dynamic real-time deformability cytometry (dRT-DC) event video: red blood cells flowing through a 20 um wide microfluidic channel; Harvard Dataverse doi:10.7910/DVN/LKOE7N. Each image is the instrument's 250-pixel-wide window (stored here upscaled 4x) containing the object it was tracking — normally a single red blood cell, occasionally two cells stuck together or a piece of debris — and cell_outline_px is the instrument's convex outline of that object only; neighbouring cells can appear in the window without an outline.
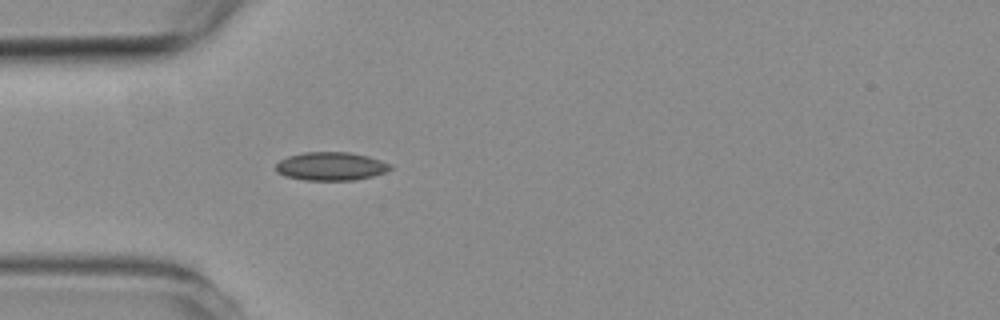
{"species": "common noctule bat (a hibernating species)", "species_latin": "Nyctalus noctula", "temperature_condition": "room temperature", "stored_images_in_passage": 3, "camera_frame_rate_fps": 3000, "um_per_image_px": 0.085, "animal": {"sex": "female", "body_mass_g": 19.3, "forearm_length_mm": 54.1}, "frame": {"image": 1, "passage_image": 3, "time_ms": 2.333, "image_size_px": [1000, 320], "cell_outline_px": [[392, 168], [384, 172], [372, 176], [356, 180], [304, 180], [284, 176], [276, 172], [276, 164], [280, 160], [288, 156], [304, 152], [348, 152], [368, 156], [392, 164]], "centroid_in_image_um": [28.11, 14.13], "position_along_channel_um": 56.9, "area_um2": 18.96}}